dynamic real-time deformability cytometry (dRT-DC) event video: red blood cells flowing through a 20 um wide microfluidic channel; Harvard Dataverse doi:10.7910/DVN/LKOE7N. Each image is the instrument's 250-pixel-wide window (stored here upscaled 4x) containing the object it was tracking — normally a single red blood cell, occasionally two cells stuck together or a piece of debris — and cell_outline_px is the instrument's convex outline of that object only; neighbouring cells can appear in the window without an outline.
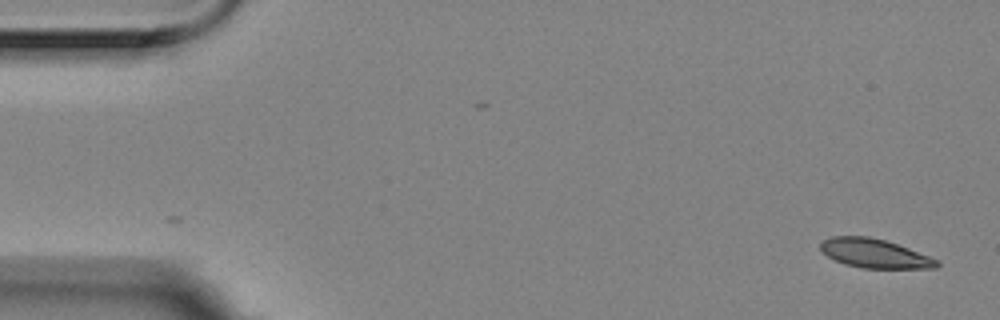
{"species": "Egyptian fruit bat (a non-hibernating species)", "species_latin": "Rousettus aegyptiacus", "temperature_condition": "room temperature", "stored_images_in_passage": 5, "camera_frame_rate_fps": 3000, "um_per_image_px": 0.085, "animal": {"sex": "female"}, "frame": {"image": 1, "passage_image": 1, "time_ms": 0.0, "image_size_px": [1000, 320], "cell_outline_px": [[940, 264], [936, 268], [864, 268], [844, 264], [828, 256], [820, 248], [820, 244], [824, 240], [832, 236], [868, 236], [884, 240], [908, 248], [940, 260]], "centroid_in_image_um": [74.36, 21.54], "position_along_channel_um": 10.6, "area_um2": 19.48}}
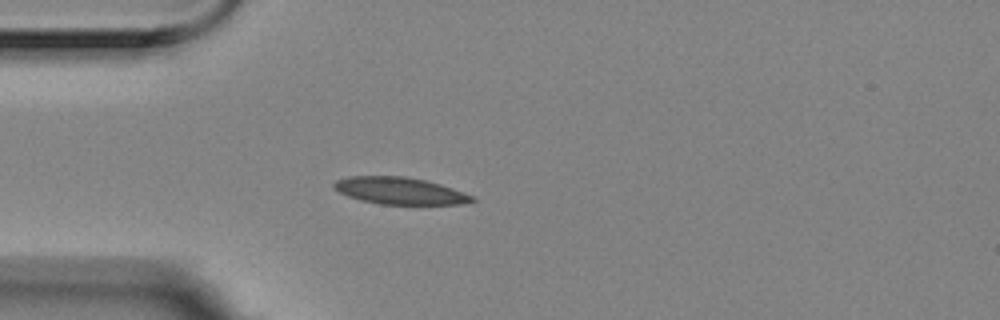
{"frame": {"image": 2, "passage_image": 4, "time_ms": 1.0, "image_size_px": [1000, 320], "cell_outline_px": [[476, 200], [460, 204], [380, 204], [360, 200], [348, 196], [332, 188], [332, 184], [336, 180], [348, 176], [404, 176], [424, 180], [440, 184], [452, 188], [472, 196]], "centroid_in_image_um": [33.92, 16.21], "position_along_channel_um": 51.1, "area_um2": 21.56}}